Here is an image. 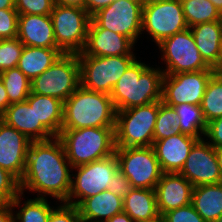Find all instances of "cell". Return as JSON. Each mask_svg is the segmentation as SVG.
<instances>
[{
	"label": "cell",
	"instance_id": "27",
	"mask_svg": "<svg viewBox=\"0 0 222 222\" xmlns=\"http://www.w3.org/2000/svg\"><path fill=\"white\" fill-rule=\"evenodd\" d=\"M123 212L134 222L149 220L159 215L155 189L132 188L123 198Z\"/></svg>",
	"mask_w": 222,
	"mask_h": 222
},
{
	"label": "cell",
	"instance_id": "6",
	"mask_svg": "<svg viewBox=\"0 0 222 222\" xmlns=\"http://www.w3.org/2000/svg\"><path fill=\"white\" fill-rule=\"evenodd\" d=\"M80 86L78 54L63 53L46 71L31 81V93L67 100Z\"/></svg>",
	"mask_w": 222,
	"mask_h": 222
},
{
	"label": "cell",
	"instance_id": "16",
	"mask_svg": "<svg viewBox=\"0 0 222 222\" xmlns=\"http://www.w3.org/2000/svg\"><path fill=\"white\" fill-rule=\"evenodd\" d=\"M31 140L0 119V167L19 181L26 166Z\"/></svg>",
	"mask_w": 222,
	"mask_h": 222
},
{
	"label": "cell",
	"instance_id": "48",
	"mask_svg": "<svg viewBox=\"0 0 222 222\" xmlns=\"http://www.w3.org/2000/svg\"><path fill=\"white\" fill-rule=\"evenodd\" d=\"M15 9V0H0V10Z\"/></svg>",
	"mask_w": 222,
	"mask_h": 222
},
{
	"label": "cell",
	"instance_id": "32",
	"mask_svg": "<svg viewBox=\"0 0 222 222\" xmlns=\"http://www.w3.org/2000/svg\"><path fill=\"white\" fill-rule=\"evenodd\" d=\"M0 79L8 94L9 105L25 101L31 93V81L17 67L1 72Z\"/></svg>",
	"mask_w": 222,
	"mask_h": 222
},
{
	"label": "cell",
	"instance_id": "8",
	"mask_svg": "<svg viewBox=\"0 0 222 222\" xmlns=\"http://www.w3.org/2000/svg\"><path fill=\"white\" fill-rule=\"evenodd\" d=\"M80 85L85 89L110 95L113 87L137 59L136 56L78 55Z\"/></svg>",
	"mask_w": 222,
	"mask_h": 222
},
{
	"label": "cell",
	"instance_id": "41",
	"mask_svg": "<svg viewBox=\"0 0 222 222\" xmlns=\"http://www.w3.org/2000/svg\"><path fill=\"white\" fill-rule=\"evenodd\" d=\"M214 148L222 147V117L217 118L207 124L205 136ZM211 141V142H210Z\"/></svg>",
	"mask_w": 222,
	"mask_h": 222
},
{
	"label": "cell",
	"instance_id": "42",
	"mask_svg": "<svg viewBox=\"0 0 222 222\" xmlns=\"http://www.w3.org/2000/svg\"><path fill=\"white\" fill-rule=\"evenodd\" d=\"M113 0H85V10L92 17L99 10L107 7Z\"/></svg>",
	"mask_w": 222,
	"mask_h": 222
},
{
	"label": "cell",
	"instance_id": "43",
	"mask_svg": "<svg viewBox=\"0 0 222 222\" xmlns=\"http://www.w3.org/2000/svg\"><path fill=\"white\" fill-rule=\"evenodd\" d=\"M11 203H0V222H15Z\"/></svg>",
	"mask_w": 222,
	"mask_h": 222
},
{
	"label": "cell",
	"instance_id": "1",
	"mask_svg": "<svg viewBox=\"0 0 222 222\" xmlns=\"http://www.w3.org/2000/svg\"><path fill=\"white\" fill-rule=\"evenodd\" d=\"M72 169L60 139L31 141L24 174L19 181L20 191L36 192L38 198H51L66 202L71 187Z\"/></svg>",
	"mask_w": 222,
	"mask_h": 222
},
{
	"label": "cell",
	"instance_id": "10",
	"mask_svg": "<svg viewBox=\"0 0 222 222\" xmlns=\"http://www.w3.org/2000/svg\"><path fill=\"white\" fill-rule=\"evenodd\" d=\"M179 0H150L142 7V33L146 30L157 45L188 29Z\"/></svg>",
	"mask_w": 222,
	"mask_h": 222
},
{
	"label": "cell",
	"instance_id": "17",
	"mask_svg": "<svg viewBox=\"0 0 222 222\" xmlns=\"http://www.w3.org/2000/svg\"><path fill=\"white\" fill-rule=\"evenodd\" d=\"M134 45L135 44L128 37L101 28L91 18L85 47L78 55L97 57L136 56L132 51Z\"/></svg>",
	"mask_w": 222,
	"mask_h": 222
},
{
	"label": "cell",
	"instance_id": "40",
	"mask_svg": "<svg viewBox=\"0 0 222 222\" xmlns=\"http://www.w3.org/2000/svg\"><path fill=\"white\" fill-rule=\"evenodd\" d=\"M132 184L129 179L119 170L112 178L108 190L114 195L124 198L131 190Z\"/></svg>",
	"mask_w": 222,
	"mask_h": 222
},
{
	"label": "cell",
	"instance_id": "7",
	"mask_svg": "<svg viewBox=\"0 0 222 222\" xmlns=\"http://www.w3.org/2000/svg\"><path fill=\"white\" fill-rule=\"evenodd\" d=\"M73 169L77 173L71 174L70 192L65 203L77 207L84 199L108 190L113 176L119 171V163L114 153L104 159L73 167L71 170Z\"/></svg>",
	"mask_w": 222,
	"mask_h": 222
},
{
	"label": "cell",
	"instance_id": "30",
	"mask_svg": "<svg viewBox=\"0 0 222 222\" xmlns=\"http://www.w3.org/2000/svg\"><path fill=\"white\" fill-rule=\"evenodd\" d=\"M188 27L222 20V14L210 0H181Z\"/></svg>",
	"mask_w": 222,
	"mask_h": 222
},
{
	"label": "cell",
	"instance_id": "38",
	"mask_svg": "<svg viewBox=\"0 0 222 222\" xmlns=\"http://www.w3.org/2000/svg\"><path fill=\"white\" fill-rule=\"evenodd\" d=\"M163 218L165 222H206L192 204L166 212Z\"/></svg>",
	"mask_w": 222,
	"mask_h": 222
},
{
	"label": "cell",
	"instance_id": "47",
	"mask_svg": "<svg viewBox=\"0 0 222 222\" xmlns=\"http://www.w3.org/2000/svg\"><path fill=\"white\" fill-rule=\"evenodd\" d=\"M211 70L214 72V74L218 76L222 74V44L219 51L218 59L215 64L211 67Z\"/></svg>",
	"mask_w": 222,
	"mask_h": 222
},
{
	"label": "cell",
	"instance_id": "9",
	"mask_svg": "<svg viewBox=\"0 0 222 222\" xmlns=\"http://www.w3.org/2000/svg\"><path fill=\"white\" fill-rule=\"evenodd\" d=\"M56 46L63 53L78 54L83 51L91 21L89 13L78 7L54 5L50 14Z\"/></svg>",
	"mask_w": 222,
	"mask_h": 222
},
{
	"label": "cell",
	"instance_id": "50",
	"mask_svg": "<svg viewBox=\"0 0 222 222\" xmlns=\"http://www.w3.org/2000/svg\"><path fill=\"white\" fill-rule=\"evenodd\" d=\"M138 222H165V221H164L163 216L159 214L157 217H154L152 219L142 220V221H138Z\"/></svg>",
	"mask_w": 222,
	"mask_h": 222
},
{
	"label": "cell",
	"instance_id": "35",
	"mask_svg": "<svg viewBox=\"0 0 222 222\" xmlns=\"http://www.w3.org/2000/svg\"><path fill=\"white\" fill-rule=\"evenodd\" d=\"M20 193L19 180L0 167V203H11Z\"/></svg>",
	"mask_w": 222,
	"mask_h": 222
},
{
	"label": "cell",
	"instance_id": "37",
	"mask_svg": "<svg viewBox=\"0 0 222 222\" xmlns=\"http://www.w3.org/2000/svg\"><path fill=\"white\" fill-rule=\"evenodd\" d=\"M18 18L16 9L0 10V40L17 37Z\"/></svg>",
	"mask_w": 222,
	"mask_h": 222
},
{
	"label": "cell",
	"instance_id": "29",
	"mask_svg": "<svg viewBox=\"0 0 222 222\" xmlns=\"http://www.w3.org/2000/svg\"><path fill=\"white\" fill-rule=\"evenodd\" d=\"M180 118V133L203 139L207 130V122L204 119L200 105L179 104L174 106ZM203 135V137H202Z\"/></svg>",
	"mask_w": 222,
	"mask_h": 222
},
{
	"label": "cell",
	"instance_id": "26",
	"mask_svg": "<svg viewBox=\"0 0 222 222\" xmlns=\"http://www.w3.org/2000/svg\"><path fill=\"white\" fill-rule=\"evenodd\" d=\"M191 204L206 222H215L222 215V182L195 186Z\"/></svg>",
	"mask_w": 222,
	"mask_h": 222
},
{
	"label": "cell",
	"instance_id": "53",
	"mask_svg": "<svg viewBox=\"0 0 222 222\" xmlns=\"http://www.w3.org/2000/svg\"><path fill=\"white\" fill-rule=\"evenodd\" d=\"M141 1L142 3H146V2H149L150 0H139Z\"/></svg>",
	"mask_w": 222,
	"mask_h": 222
},
{
	"label": "cell",
	"instance_id": "23",
	"mask_svg": "<svg viewBox=\"0 0 222 222\" xmlns=\"http://www.w3.org/2000/svg\"><path fill=\"white\" fill-rule=\"evenodd\" d=\"M199 53L212 67L218 59L222 44V20L200 23L190 27Z\"/></svg>",
	"mask_w": 222,
	"mask_h": 222
},
{
	"label": "cell",
	"instance_id": "11",
	"mask_svg": "<svg viewBox=\"0 0 222 222\" xmlns=\"http://www.w3.org/2000/svg\"><path fill=\"white\" fill-rule=\"evenodd\" d=\"M115 155L133 188L155 189L163 172L152 146L115 147Z\"/></svg>",
	"mask_w": 222,
	"mask_h": 222
},
{
	"label": "cell",
	"instance_id": "52",
	"mask_svg": "<svg viewBox=\"0 0 222 222\" xmlns=\"http://www.w3.org/2000/svg\"><path fill=\"white\" fill-rule=\"evenodd\" d=\"M215 222H222V215Z\"/></svg>",
	"mask_w": 222,
	"mask_h": 222
},
{
	"label": "cell",
	"instance_id": "31",
	"mask_svg": "<svg viewBox=\"0 0 222 222\" xmlns=\"http://www.w3.org/2000/svg\"><path fill=\"white\" fill-rule=\"evenodd\" d=\"M201 109L207 124L222 117V77L213 74L206 86Z\"/></svg>",
	"mask_w": 222,
	"mask_h": 222
},
{
	"label": "cell",
	"instance_id": "28",
	"mask_svg": "<svg viewBox=\"0 0 222 222\" xmlns=\"http://www.w3.org/2000/svg\"><path fill=\"white\" fill-rule=\"evenodd\" d=\"M23 193H20L12 202V208H21L17 213H14L15 222H48L51 210L55 207L48 204L47 198L27 199L21 205ZM22 206V207H21Z\"/></svg>",
	"mask_w": 222,
	"mask_h": 222
},
{
	"label": "cell",
	"instance_id": "5",
	"mask_svg": "<svg viewBox=\"0 0 222 222\" xmlns=\"http://www.w3.org/2000/svg\"><path fill=\"white\" fill-rule=\"evenodd\" d=\"M159 101L116 111L115 147H150L154 142V128Z\"/></svg>",
	"mask_w": 222,
	"mask_h": 222
},
{
	"label": "cell",
	"instance_id": "36",
	"mask_svg": "<svg viewBox=\"0 0 222 222\" xmlns=\"http://www.w3.org/2000/svg\"><path fill=\"white\" fill-rule=\"evenodd\" d=\"M54 0H15V9L19 15H50Z\"/></svg>",
	"mask_w": 222,
	"mask_h": 222
},
{
	"label": "cell",
	"instance_id": "49",
	"mask_svg": "<svg viewBox=\"0 0 222 222\" xmlns=\"http://www.w3.org/2000/svg\"><path fill=\"white\" fill-rule=\"evenodd\" d=\"M215 152H216V155H217L218 164H219L220 172H221V175H222V147L221 148H215Z\"/></svg>",
	"mask_w": 222,
	"mask_h": 222
},
{
	"label": "cell",
	"instance_id": "19",
	"mask_svg": "<svg viewBox=\"0 0 222 222\" xmlns=\"http://www.w3.org/2000/svg\"><path fill=\"white\" fill-rule=\"evenodd\" d=\"M193 136L178 133L153 142V149L163 173H179L193 145L198 141Z\"/></svg>",
	"mask_w": 222,
	"mask_h": 222
},
{
	"label": "cell",
	"instance_id": "39",
	"mask_svg": "<svg viewBox=\"0 0 222 222\" xmlns=\"http://www.w3.org/2000/svg\"><path fill=\"white\" fill-rule=\"evenodd\" d=\"M48 222H82L76 206L62 202L51 210Z\"/></svg>",
	"mask_w": 222,
	"mask_h": 222
},
{
	"label": "cell",
	"instance_id": "22",
	"mask_svg": "<svg viewBox=\"0 0 222 222\" xmlns=\"http://www.w3.org/2000/svg\"><path fill=\"white\" fill-rule=\"evenodd\" d=\"M77 208L82 222H105L123 212V198L104 190L84 199Z\"/></svg>",
	"mask_w": 222,
	"mask_h": 222
},
{
	"label": "cell",
	"instance_id": "20",
	"mask_svg": "<svg viewBox=\"0 0 222 222\" xmlns=\"http://www.w3.org/2000/svg\"><path fill=\"white\" fill-rule=\"evenodd\" d=\"M0 119L31 141H44L55 137L41 121H37L34 108H31L26 100L10 104Z\"/></svg>",
	"mask_w": 222,
	"mask_h": 222
},
{
	"label": "cell",
	"instance_id": "34",
	"mask_svg": "<svg viewBox=\"0 0 222 222\" xmlns=\"http://www.w3.org/2000/svg\"><path fill=\"white\" fill-rule=\"evenodd\" d=\"M23 48L17 37L0 40V73L17 67Z\"/></svg>",
	"mask_w": 222,
	"mask_h": 222
},
{
	"label": "cell",
	"instance_id": "24",
	"mask_svg": "<svg viewBox=\"0 0 222 222\" xmlns=\"http://www.w3.org/2000/svg\"><path fill=\"white\" fill-rule=\"evenodd\" d=\"M26 101L34 108L37 121H41L54 136H58L62 129L64 102L35 93H30Z\"/></svg>",
	"mask_w": 222,
	"mask_h": 222
},
{
	"label": "cell",
	"instance_id": "18",
	"mask_svg": "<svg viewBox=\"0 0 222 222\" xmlns=\"http://www.w3.org/2000/svg\"><path fill=\"white\" fill-rule=\"evenodd\" d=\"M194 186L180 173H163L155 187L160 215L191 204Z\"/></svg>",
	"mask_w": 222,
	"mask_h": 222
},
{
	"label": "cell",
	"instance_id": "3",
	"mask_svg": "<svg viewBox=\"0 0 222 222\" xmlns=\"http://www.w3.org/2000/svg\"><path fill=\"white\" fill-rule=\"evenodd\" d=\"M116 109L110 95L81 85L64 101L62 129L115 127Z\"/></svg>",
	"mask_w": 222,
	"mask_h": 222
},
{
	"label": "cell",
	"instance_id": "21",
	"mask_svg": "<svg viewBox=\"0 0 222 222\" xmlns=\"http://www.w3.org/2000/svg\"><path fill=\"white\" fill-rule=\"evenodd\" d=\"M17 38L25 46L58 48L50 15H19Z\"/></svg>",
	"mask_w": 222,
	"mask_h": 222
},
{
	"label": "cell",
	"instance_id": "51",
	"mask_svg": "<svg viewBox=\"0 0 222 222\" xmlns=\"http://www.w3.org/2000/svg\"><path fill=\"white\" fill-rule=\"evenodd\" d=\"M210 1L218 9V11L222 14V0H210Z\"/></svg>",
	"mask_w": 222,
	"mask_h": 222
},
{
	"label": "cell",
	"instance_id": "33",
	"mask_svg": "<svg viewBox=\"0 0 222 222\" xmlns=\"http://www.w3.org/2000/svg\"><path fill=\"white\" fill-rule=\"evenodd\" d=\"M180 132V118L174 107L159 101V109L154 128V142L168 138Z\"/></svg>",
	"mask_w": 222,
	"mask_h": 222
},
{
	"label": "cell",
	"instance_id": "45",
	"mask_svg": "<svg viewBox=\"0 0 222 222\" xmlns=\"http://www.w3.org/2000/svg\"><path fill=\"white\" fill-rule=\"evenodd\" d=\"M56 5L71 6L85 9V0H54Z\"/></svg>",
	"mask_w": 222,
	"mask_h": 222
},
{
	"label": "cell",
	"instance_id": "46",
	"mask_svg": "<svg viewBox=\"0 0 222 222\" xmlns=\"http://www.w3.org/2000/svg\"><path fill=\"white\" fill-rule=\"evenodd\" d=\"M105 222H134L133 219L125 212L114 215Z\"/></svg>",
	"mask_w": 222,
	"mask_h": 222
},
{
	"label": "cell",
	"instance_id": "4",
	"mask_svg": "<svg viewBox=\"0 0 222 222\" xmlns=\"http://www.w3.org/2000/svg\"><path fill=\"white\" fill-rule=\"evenodd\" d=\"M115 127L61 129L57 136L63 144L71 167L104 159L115 153Z\"/></svg>",
	"mask_w": 222,
	"mask_h": 222
},
{
	"label": "cell",
	"instance_id": "2",
	"mask_svg": "<svg viewBox=\"0 0 222 222\" xmlns=\"http://www.w3.org/2000/svg\"><path fill=\"white\" fill-rule=\"evenodd\" d=\"M162 68L135 60L117 81L110 94L116 111L161 101Z\"/></svg>",
	"mask_w": 222,
	"mask_h": 222
},
{
	"label": "cell",
	"instance_id": "13",
	"mask_svg": "<svg viewBox=\"0 0 222 222\" xmlns=\"http://www.w3.org/2000/svg\"><path fill=\"white\" fill-rule=\"evenodd\" d=\"M142 7L139 0H113L91 18L101 28L122 34L135 44L142 34Z\"/></svg>",
	"mask_w": 222,
	"mask_h": 222
},
{
	"label": "cell",
	"instance_id": "25",
	"mask_svg": "<svg viewBox=\"0 0 222 222\" xmlns=\"http://www.w3.org/2000/svg\"><path fill=\"white\" fill-rule=\"evenodd\" d=\"M62 54L59 48L24 45L17 68L32 81L46 71Z\"/></svg>",
	"mask_w": 222,
	"mask_h": 222
},
{
	"label": "cell",
	"instance_id": "15",
	"mask_svg": "<svg viewBox=\"0 0 222 222\" xmlns=\"http://www.w3.org/2000/svg\"><path fill=\"white\" fill-rule=\"evenodd\" d=\"M205 138L198 140L190 150L180 174L194 187L222 182L215 148Z\"/></svg>",
	"mask_w": 222,
	"mask_h": 222
},
{
	"label": "cell",
	"instance_id": "44",
	"mask_svg": "<svg viewBox=\"0 0 222 222\" xmlns=\"http://www.w3.org/2000/svg\"><path fill=\"white\" fill-rule=\"evenodd\" d=\"M8 106H9V97L6 92L4 83L0 79V117L4 114Z\"/></svg>",
	"mask_w": 222,
	"mask_h": 222
},
{
	"label": "cell",
	"instance_id": "14",
	"mask_svg": "<svg viewBox=\"0 0 222 222\" xmlns=\"http://www.w3.org/2000/svg\"><path fill=\"white\" fill-rule=\"evenodd\" d=\"M212 70L164 75L161 101L171 107L179 104L200 105Z\"/></svg>",
	"mask_w": 222,
	"mask_h": 222
},
{
	"label": "cell",
	"instance_id": "12",
	"mask_svg": "<svg viewBox=\"0 0 222 222\" xmlns=\"http://www.w3.org/2000/svg\"><path fill=\"white\" fill-rule=\"evenodd\" d=\"M157 46L166 64L164 75L211 70L199 53L190 28L165 38Z\"/></svg>",
	"mask_w": 222,
	"mask_h": 222
}]
</instances>
